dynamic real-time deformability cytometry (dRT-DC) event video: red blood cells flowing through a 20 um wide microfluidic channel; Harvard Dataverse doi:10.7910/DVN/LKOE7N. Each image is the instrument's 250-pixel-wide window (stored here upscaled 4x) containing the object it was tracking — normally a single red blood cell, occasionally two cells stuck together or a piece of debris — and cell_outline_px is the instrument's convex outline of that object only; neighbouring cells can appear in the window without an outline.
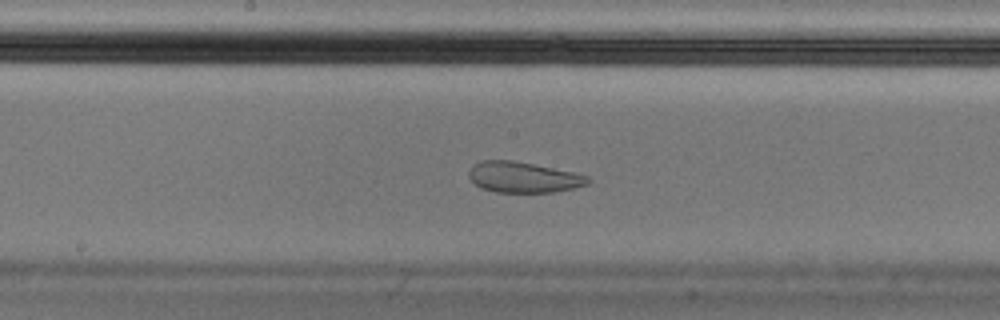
{"species": "Egyptian fruit bat (a non-hibernating species)", "species_latin": "Rousettus aegyptiacus", "temperature_condition": "cold", "stored_images_in_passage": 55, "camera_frame_rate_fps": 3000, "um_per_image_px": 0.085, "animal": {"sex": "male"}, "frame": {"image": 1, "passage_image": 28, "time_ms": 9.0, "image_size_px": [1000, 320], "cell_outline_px": [[592, 180], [588, 184], [572, 188], [552, 192], [496, 192], [480, 188], [468, 176], [468, 172], [476, 164], [484, 160], [512, 160], [572, 172], [588, 176]], "centroid_in_image_um": [44.48, 15.07], "position_along_channel_um": 203.7, "area_um2": 20.98}}
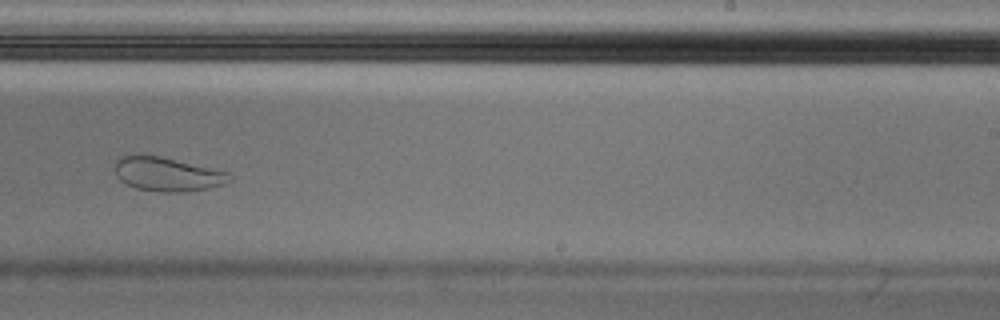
{"frame": {"image": 2, "passage_image": 34, "time_ms": 11.0, "image_size_px": [1000, 320], "cell_outline_px": [[232, 180], [224, 184], [212, 188], [188, 192], [160, 192], [136, 188], [120, 180], [116, 176], [116, 160], [120, 156], [136, 152], [160, 156], [228, 172], [232, 176]], "centroid_in_image_um": [14.21, 14.79], "position_along_channel_um": 274.8, "area_um2": 23.12}}
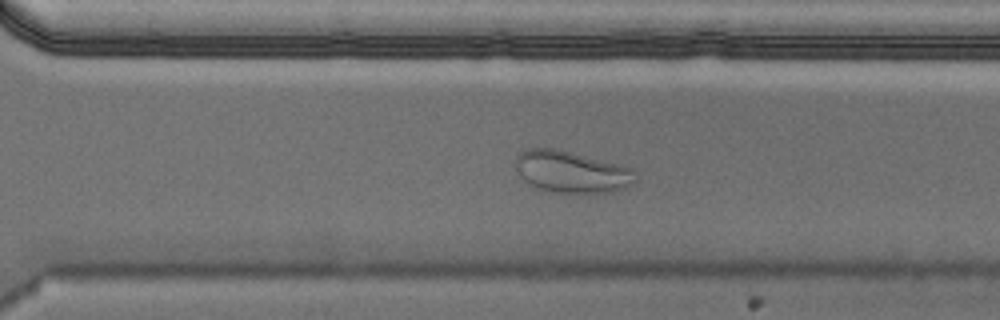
{"frame": {"image": 3, "passage_image": 38, "time_ms": 12.333, "image_size_px": [1000, 320], "cell_outline_px": [[636, 184], [612, 192], [552, 192], [536, 188], [528, 184], [524, 180], [516, 164], [516, 156], [524, 148], [556, 148], [624, 164], [632, 168], [636, 180]], "centroid_in_image_um": [48.62, 14.59], "position_along_channel_um": 322.0, "area_um2": 29.48}}